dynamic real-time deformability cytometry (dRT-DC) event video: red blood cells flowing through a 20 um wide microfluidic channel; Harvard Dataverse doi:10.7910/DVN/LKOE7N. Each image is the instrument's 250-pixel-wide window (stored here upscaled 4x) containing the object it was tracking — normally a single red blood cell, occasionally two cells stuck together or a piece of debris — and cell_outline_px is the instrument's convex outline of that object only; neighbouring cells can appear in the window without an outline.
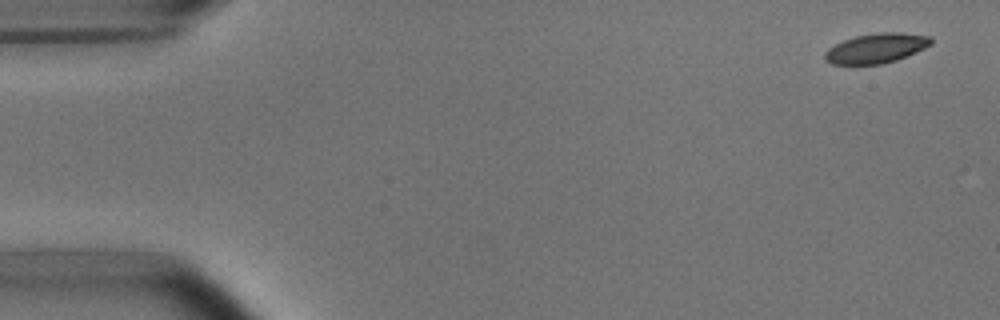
{"species": "common noctule bat (a hibernating species)", "species_latin": "Nyctalus noctula", "temperature_condition": "room temperature", "stored_images_in_passage": 9, "camera_frame_rate_fps": 3000, "um_per_image_px": 0.085, "animal": {"sex": "male", "body_mass_g": 15.6}, "frame": {"image": 1, "passage_image": 1, "time_ms": 0.0, "image_size_px": [1000, 320], "cell_outline_px": [[932, 44], [916, 52], [896, 60], [880, 64], [832, 64], [824, 56], [824, 52], [828, 48], [844, 40], [856, 36], [880, 32], [900, 32], [932, 36]], "centroid_in_image_um": [74.51, 4.09], "position_along_channel_um": 10.5, "area_um2": 18.26}}
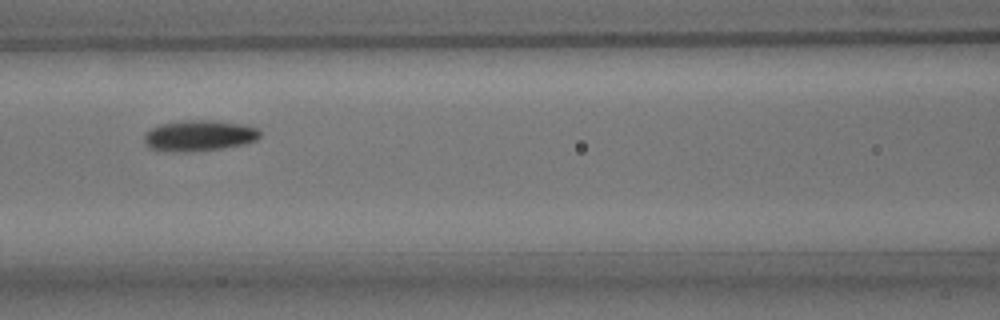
{"frame": {"image": 2, "passage_image": 7, "time_ms": 7.0, "image_size_px": [1000, 320], "cell_outline_px": [[260, 136], [256, 140], [244, 144], [224, 148], [192, 152], [172, 152], [148, 148], [144, 144], [144, 132], [160, 124], [184, 120], [208, 120], [248, 124], [256, 128], [260, 132]], "centroid_in_image_um": [16.9, 11.53], "position_along_channel_um": 149.7, "area_um2": 21.21}}
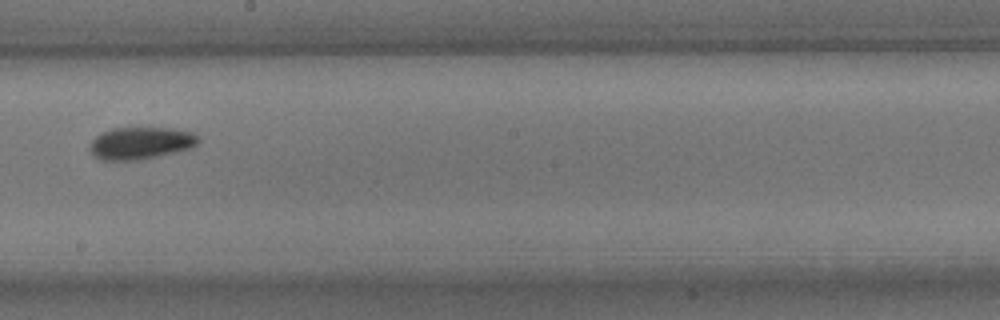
{"frame": {"image": 3, "passage_image": 9, "time_ms": 9.333, "image_size_px": [1000, 320], "cell_outline_px": [[200, 140], [192, 148], [140, 160], [100, 160], [92, 156], [88, 148], [92, 140], [100, 132], [112, 128], [172, 128], [192, 132], [200, 136]], "centroid_in_image_um": [11.93, 12.16], "position_along_channel_um": 236.3, "area_um2": 20.63}}